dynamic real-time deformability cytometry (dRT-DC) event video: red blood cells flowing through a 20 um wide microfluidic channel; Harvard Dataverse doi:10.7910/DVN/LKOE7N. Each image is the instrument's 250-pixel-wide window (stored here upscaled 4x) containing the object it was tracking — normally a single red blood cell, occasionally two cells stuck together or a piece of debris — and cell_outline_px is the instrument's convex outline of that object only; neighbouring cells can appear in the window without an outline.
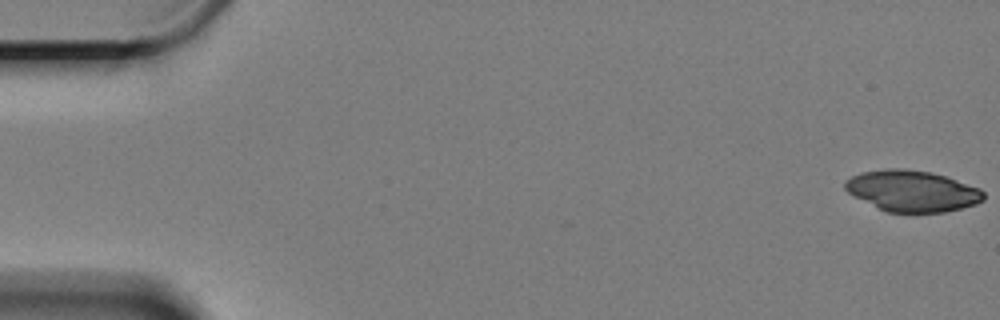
{"species": "Egyptian fruit bat (a non-hibernating species)", "species_latin": "Rousettus aegyptiacus", "temperature_condition": "cold", "stored_images_in_passage": 23, "camera_frame_rate_fps": 3000, "um_per_image_px": 0.085, "animal": {"sex": "female"}, "frame": {"image": 1, "passage_image": 1, "time_ms": 0.0, "image_size_px": [1000, 320], "cell_outline_px": [[984, 200], [976, 204], [944, 212], [888, 212], [848, 192], [844, 188], [844, 180], [860, 172], [884, 168], [904, 168], [932, 172], [980, 188], [984, 192]], "centroid_in_image_um": [77.54, 16.21], "position_along_channel_um": 7.5, "area_um2": 33.0}}